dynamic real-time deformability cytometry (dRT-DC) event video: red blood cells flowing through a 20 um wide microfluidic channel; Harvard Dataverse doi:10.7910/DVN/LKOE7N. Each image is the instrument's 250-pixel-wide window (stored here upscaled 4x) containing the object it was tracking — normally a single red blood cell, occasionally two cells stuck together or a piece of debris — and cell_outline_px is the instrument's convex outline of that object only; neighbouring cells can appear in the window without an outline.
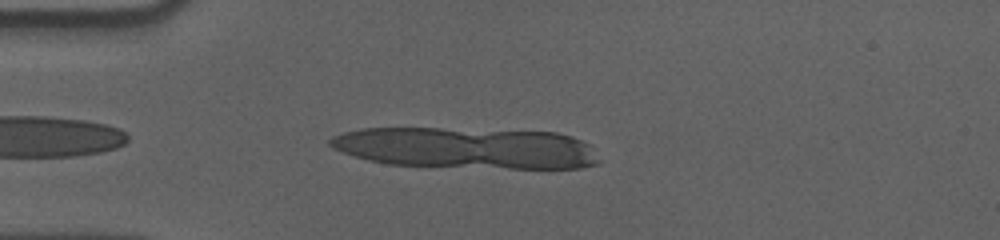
{"species": "human", "species_latin": "Homo sapiens", "temperature_condition": "cold", "stored_images_in_passage": 6, "camera_frame_rate_fps": 3000, "um_per_image_px": 0.085, "donor": {"sex": "male"}, "frame": {"image": 1, "passage_image": 3, "time_ms": 0.667, "image_size_px": [1000, 240], "cell_outline_px": [[600, 160], [596, 164], [580, 168], [508, 168], [388, 164], [368, 160], [332, 148], [328, 144], [328, 140], [332, 136], [344, 132], [360, 128], [440, 128], [556, 132], [572, 136], [592, 144]], "centroid_in_image_um": [39.67, 12.57], "position_along_channel_um": 45.3, "area_um2": 64.79}}